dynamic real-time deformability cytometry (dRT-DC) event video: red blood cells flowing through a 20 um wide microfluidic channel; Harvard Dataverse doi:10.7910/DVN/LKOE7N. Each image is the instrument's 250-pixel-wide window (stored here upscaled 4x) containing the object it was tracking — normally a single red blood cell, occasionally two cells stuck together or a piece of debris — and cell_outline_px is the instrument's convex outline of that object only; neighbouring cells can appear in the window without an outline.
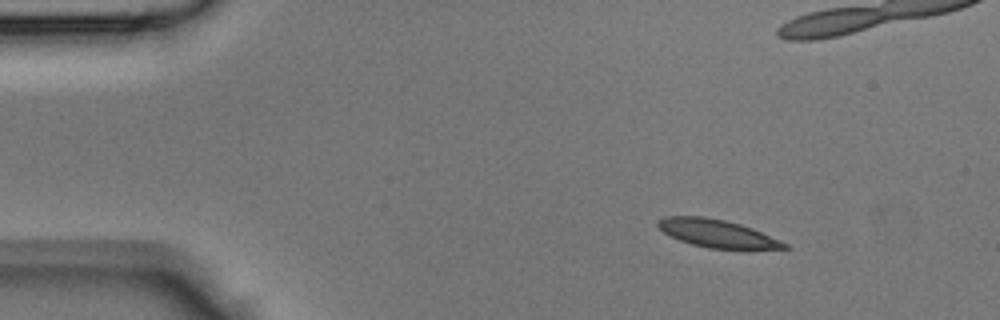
{"species": "Egyptian fruit bat (a non-hibernating species)", "species_latin": "Rousettus aegyptiacus", "temperature_condition": "room temperature", "stored_images_in_passage": 43, "camera_frame_rate_fps": 3000, "um_per_image_px": 0.085, "animal": {"sex": "male"}, "frame": {"image": 1, "passage_image": 5, "time_ms": 1.333, "image_size_px": [1000, 320], "cell_outline_px": [[792, 248], [708, 248], [692, 244], [680, 240], [664, 232], [656, 224], [656, 220], [664, 216], [704, 216], [724, 220], [740, 224], [752, 228], [780, 240], [788, 244]], "centroid_in_image_um": [60.91, 19.82], "position_along_channel_um": 24.1, "area_um2": 20.17}}
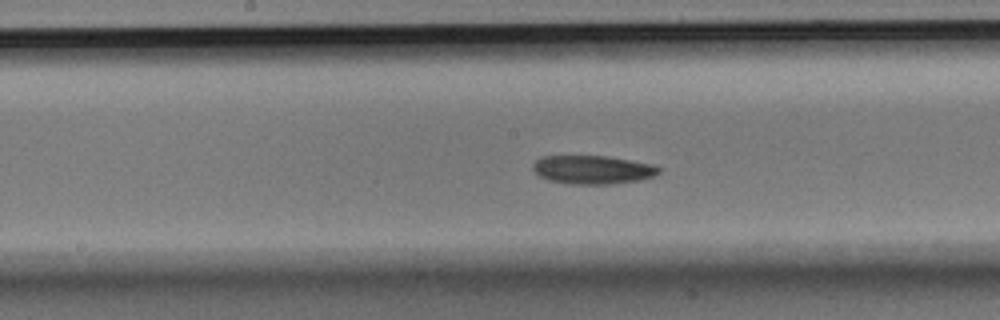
{"frame": {"image": 2, "passage_image": 21, "time_ms": 6.667, "image_size_px": [1000, 320], "cell_outline_px": [[660, 172], [652, 176], [640, 180], [608, 184], [572, 184], [548, 180], [540, 176], [532, 168], [532, 164], [540, 156], [604, 156], [632, 160], [652, 164], [660, 168]], "centroid_in_image_um": [50.35, 14.42], "position_along_channel_um": 197.8, "area_um2": 20.87}}
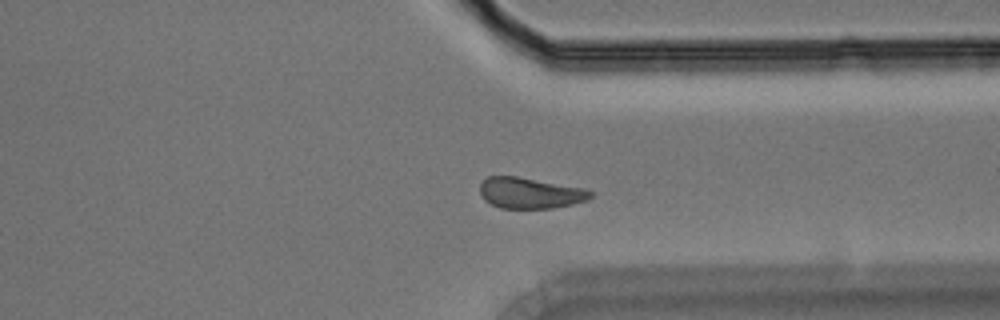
{"frame": {"image": 3, "passage_image": 32, "time_ms": 10.333, "image_size_px": [1000, 320], "cell_outline_px": [[592, 196], [588, 200], [572, 204], [552, 208], [500, 208], [484, 200], [480, 192], [480, 184], [488, 176], [516, 176], [584, 188], [592, 192]], "centroid_in_image_um": [45.05, 16.4], "position_along_channel_um": 366.4, "area_um2": 19.83}}